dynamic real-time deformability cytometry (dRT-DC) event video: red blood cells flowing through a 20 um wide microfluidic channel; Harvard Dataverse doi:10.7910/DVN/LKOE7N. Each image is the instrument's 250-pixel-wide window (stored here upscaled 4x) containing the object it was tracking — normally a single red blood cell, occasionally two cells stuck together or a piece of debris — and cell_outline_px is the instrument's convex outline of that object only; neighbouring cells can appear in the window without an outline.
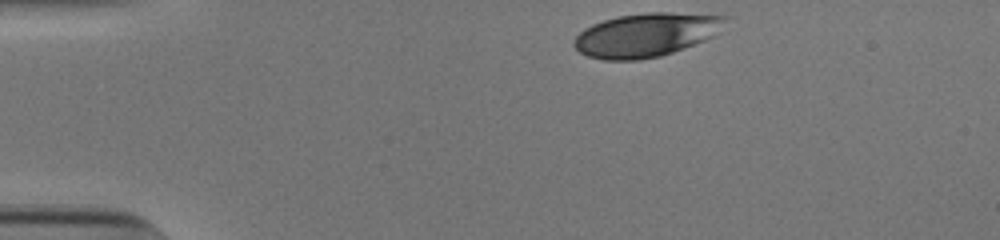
{"species": "human", "species_latin": "Homo sapiens", "temperature_condition": "cold", "stored_images_in_passage": 35, "camera_frame_rate_fps": 3000, "um_per_image_px": 0.085, "donor": {"sex": "male"}, "frame": {"image": 1, "passage_image": 1, "time_ms": 0.0, "image_size_px": [1000, 240], "cell_outline_px": [[728, 16], [712, 36], [704, 40], [672, 52], [660, 56], [640, 60], [604, 60], [588, 56], [580, 52], [572, 44], [572, 40], [584, 28], [592, 24], [616, 16], [648, 12], [668, 12]], "centroid_in_image_um": [54.83, 2.97], "position_along_channel_um": 30.2, "area_um2": 38.15}}
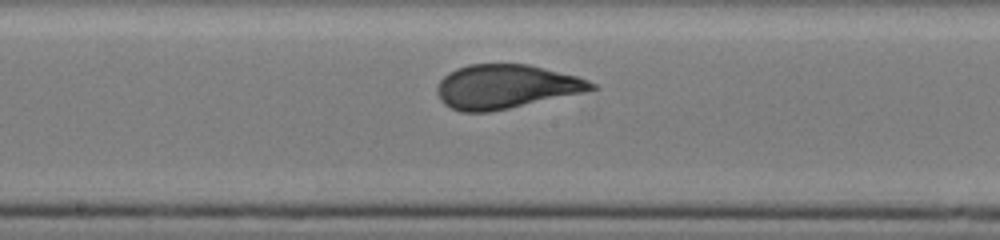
{"frame": {"image": 2, "passage_image": 20, "time_ms": 6.333, "image_size_px": [1000, 240], "cell_outline_px": [[600, 88], [588, 92], [488, 112], [460, 112], [444, 104], [440, 100], [436, 92], [436, 88], [440, 80], [448, 72], [456, 68], [468, 64], [528, 64], [576, 76], [588, 80], [596, 84]], "centroid_in_image_um": [43.0, 7.36], "position_along_channel_um": 205.2, "area_um2": 39.77}}
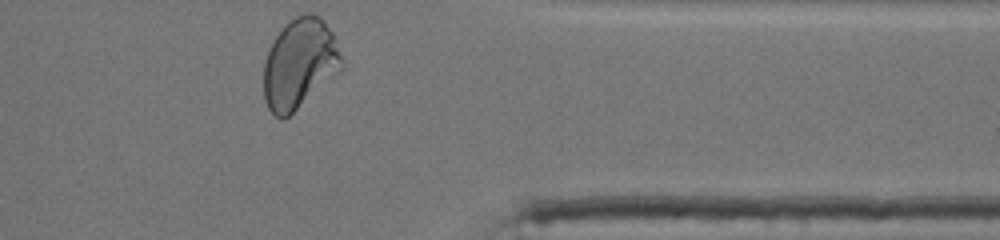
{"frame": {"image": 3, "passage_image": 35, "time_ms": 11.333, "image_size_px": [1000, 240], "cell_outline_px": [[344, 68], [340, 72], [284, 120], [280, 120], [268, 108], [264, 100], [264, 60], [280, 28], [284, 24], [296, 16], [304, 12], [308, 12], [320, 16], [324, 20], [332, 32], [344, 64]], "centroid_in_image_um": [25.47, 5.41], "position_along_channel_um": 385.9, "area_um2": 41.1}, "authors_computed_cell_mechanics": {"area_um2": 39.6508, "velocity_mm_per_s": 3.8365, "shape_relaxation_time_tau1_ms": 4.7315, "shape_relaxation_time_tau2_ms": null, "deformation_change_tau1": 0.1742, "deformation_change_tau2": null}}